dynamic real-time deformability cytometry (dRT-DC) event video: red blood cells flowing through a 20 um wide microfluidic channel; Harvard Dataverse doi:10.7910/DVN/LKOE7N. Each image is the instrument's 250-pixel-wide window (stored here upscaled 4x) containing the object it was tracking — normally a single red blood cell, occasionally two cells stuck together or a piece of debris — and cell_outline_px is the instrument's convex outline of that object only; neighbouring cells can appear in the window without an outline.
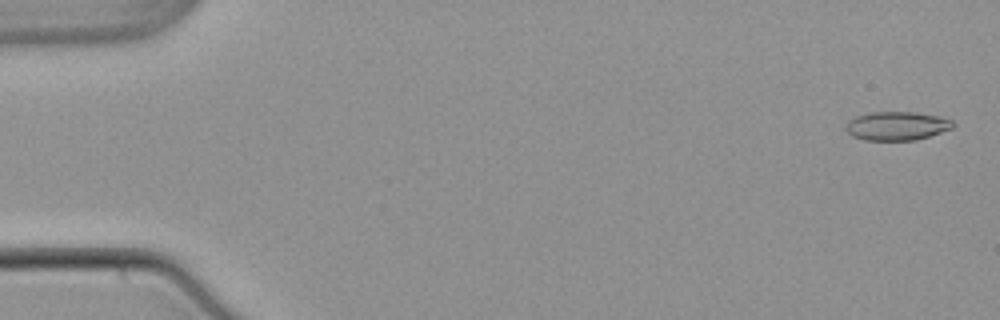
{"species": "common noctule bat (a hibernating species)", "species_latin": "Nyctalus noctula", "temperature_condition": "warm", "stored_images_in_passage": 54, "camera_frame_rate_fps": 3000, "um_per_image_px": 0.085, "animal": {"sex": "male", "body_mass_g": 21.5, "forearm_length_mm": 52.0}, "frame": {"image": 1, "passage_image": 2, "time_ms": 0.333, "image_size_px": [1000, 320], "cell_outline_px": [[956, 124], [952, 128], [916, 140], [864, 140], [852, 136], [844, 128], [848, 120], [856, 116], [868, 112], [916, 112], [940, 116], [952, 120]], "centroid_in_image_um": [76.21, 10.69], "position_along_channel_um": 8.8, "area_um2": 18.03}}
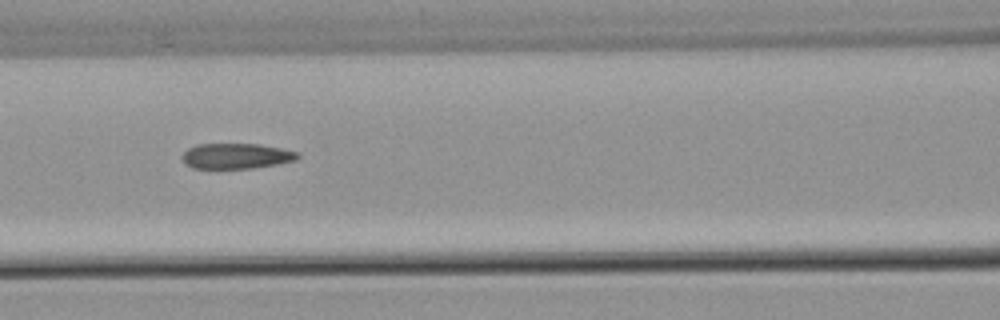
{"frame": {"image": 2, "passage_image": 24, "time_ms": 7.667, "image_size_px": [1000, 320], "cell_outline_px": [[300, 156], [296, 160], [276, 164], [252, 168], [192, 168], [184, 164], [180, 156], [188, 148], [196, 144], [260, 144], [300, 152]], "centroid_in_image_um": [20.06, 13.26], "position_along_channel_um": 146.5, "area_um2": 17.22}}
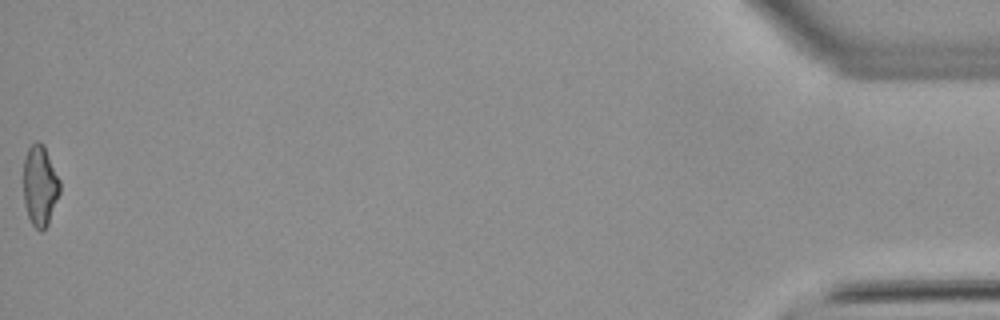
{"frame": {"image": 3, "passage_image": 54, "time_ms": 17.667, "image_size_px": [1000, 320], "cell_outline_px": [[60, 192], [48, 224], [40, 232], [32, 224], [28, 216], [24, 204], [24, 160], [28, 148], [36, 140], [40, 140], [44, 144], [60, 180]], "centroid_in_image_um": [3.4, 15.75], "position_along_channel_um": 431.8, "area_um2": 17.17}, "authors_computed_cell_mechanics": {"area_um2": 18.0047, "velocity_mm_per_s": 3.8642, "shape_relaxation_time_tau1_ms": null, "shape_relaxation_time_tau2_ms": 1.9758, "deformation_change_tau1": null, "deformation_change_tau2": 0.0933}}